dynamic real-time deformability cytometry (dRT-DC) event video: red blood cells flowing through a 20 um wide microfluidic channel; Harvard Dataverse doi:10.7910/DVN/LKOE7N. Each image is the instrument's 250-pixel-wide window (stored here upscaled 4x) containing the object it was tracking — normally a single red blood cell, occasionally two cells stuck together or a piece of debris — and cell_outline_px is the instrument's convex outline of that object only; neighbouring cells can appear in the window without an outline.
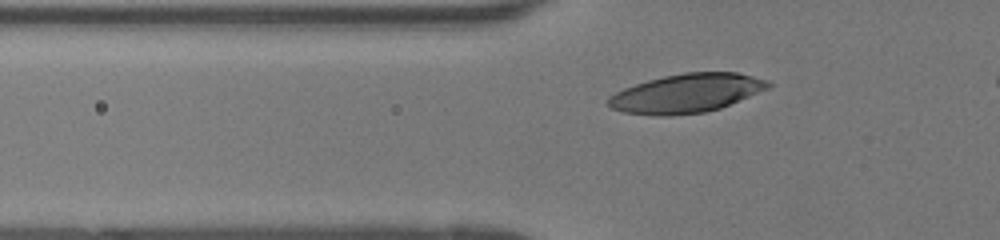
{"species": "human", "species_latin": "Homo sapiens", "temperature_condition": "room temperature", "stored_images_in_passage": 44, "camera_frame_rate_fps": 3000, "um_per_image_px": 0.085, "donor": {"sex": "female"}, "frame": {"image": 1, "passage_image": 13, "time_ms": 4.0, "image_size_px": [1000, 240], "cell_outline_px": [[772, 84], [768, 88], [720, 108], [704, 112], [672, 116], [660, 116], [624, 112], [612, 108], [608, 104], [608, 96], [624, 88], [648, 80], [664, 76], [684, 72], [736, 72], [768, 80]], "centroid_in_image_um": [58.34, 7.93], "position_along_channel_um": 67.5, "area_um2": 35.95}}
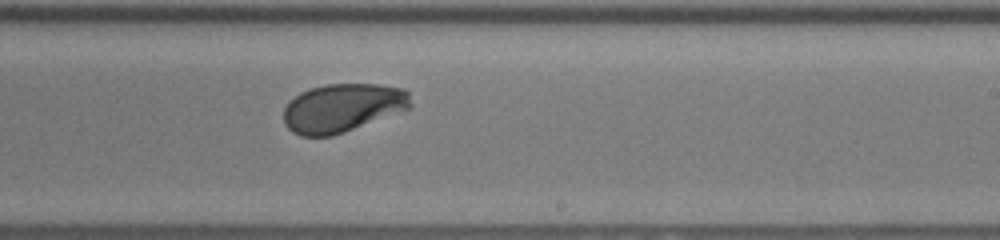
{"frame": {"image": 2, "passage_image": 28, "time_ms": 9.0, "image_size_px": [1000, 240], "cell_outline_px": [[412, 108], [344, 132], [332, 136], [300, 136], [292, 132], [284, 124], [284, 108], [288, 100], [300, 92], [308, 88], [324, 84], [380, 84], [404, 88], [408, 92], [412, 104]], "centroid_in_image_um": [29.11, 9.15], "position_along_channel_um": 259.9, "area_um2": 36.36}}
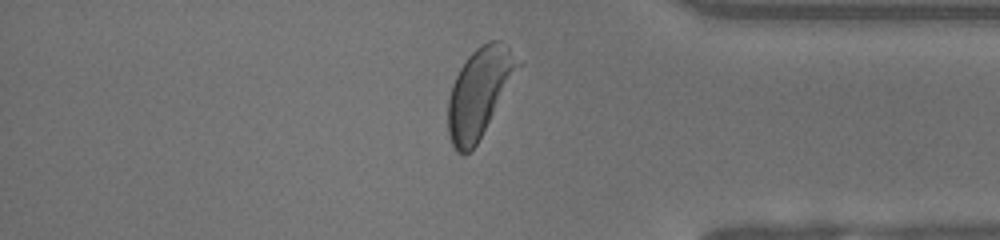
{"frame": {"image": 3, "passage_image": 39, "time_ms": 12.667, "image_size_px": [1000, 240], "cell_outline_px": [[524, 60], [476, 144], [464, 156], [456, 152], [452, 144], [448, 132], [448, 100], [452, 84], [460, 68], [468, 56], [480, 44], [488, 40], [500, 40]], "centroid_in_image_um": [40.75, 7.81], "position_along_channel_um": 394.4, "area_um2": 36.01}}